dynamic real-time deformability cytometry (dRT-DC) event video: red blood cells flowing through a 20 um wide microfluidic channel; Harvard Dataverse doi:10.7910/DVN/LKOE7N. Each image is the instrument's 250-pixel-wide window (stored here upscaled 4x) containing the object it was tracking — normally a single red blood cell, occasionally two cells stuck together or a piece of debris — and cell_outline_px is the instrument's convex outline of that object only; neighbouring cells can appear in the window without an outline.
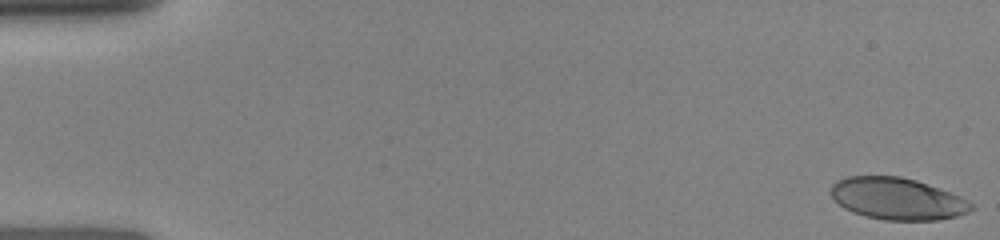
{"species": "human", "species_latin": "Homo sapiens", "temperature_condition": "room temperature", "stored_images_in_passage": 66, "camera_frame_rate_fps": 3000, "um_per_image_px": 0.085, "donor": {"sex": "female"}, "frame": {"image": 1, "passage_image": 1, "time_ms": 0.0, "image_size_px": [1000, 240], "cell_outline_px": [[976, 208], [968, 212], [956, 216], [936, 220], [884, 220], [864, 216], [852, 212], [844, 208], [828, 192], [832, 184], [836, 180], [848, 176], [900, 176], [916, 180], [952, 192], [976, 204]], "centroid_in_image_um": [76.29, 16.89], "position_along_channel_um": 8.7, "area_um2": 34.62}}
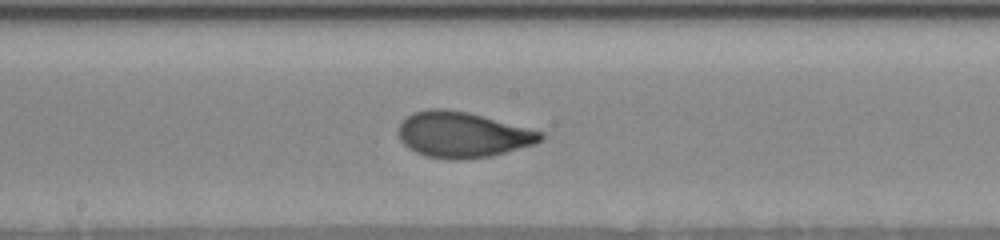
{"frame": {"image": 2, "passage_image": 35, "time_ms": 8.333, "image_size_px": [1000, 240], "cell_outline_px": [[544, 136], [536, 144], [488, 156], [460, 160], [448, 160], [428, 156], [416, 152], [408, 148], [400, 140], [396, 132], [400, 124], [412, 112], [428, 108], [444, 108], [468, 112], [544, 132]], "centroid_in_image_um": [39.28, 11.44], "position_along_channel_um": 208.9, "area_um2": 37.86}}
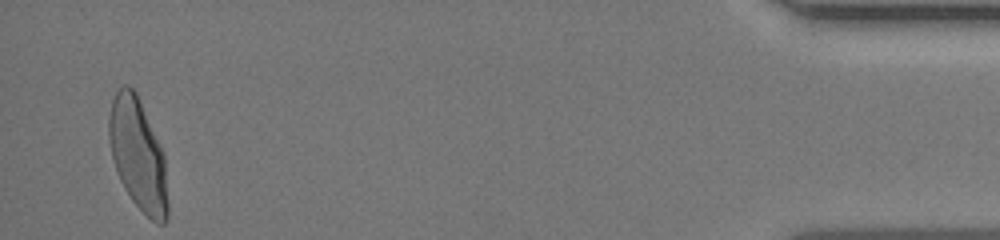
{"frame": {"image": 3, "passage_image": 64, "time_ms": 15.333, "image_size_px": [1000, 240], "cell_outline_px": [[168, 220], [164, 224], [156, 224], [132, 200], [124, 188], [120, 180], [112, 156], [108, 140], [108, 116], [112, 100], [116, 92], [124, 84], [128, 84], [136, 92], [164, 156], [168, 204]], "centroid_in_image_um": [11.71, 13.16], "position_along_channel_um": 423.5, "area_um2": 37.86}}